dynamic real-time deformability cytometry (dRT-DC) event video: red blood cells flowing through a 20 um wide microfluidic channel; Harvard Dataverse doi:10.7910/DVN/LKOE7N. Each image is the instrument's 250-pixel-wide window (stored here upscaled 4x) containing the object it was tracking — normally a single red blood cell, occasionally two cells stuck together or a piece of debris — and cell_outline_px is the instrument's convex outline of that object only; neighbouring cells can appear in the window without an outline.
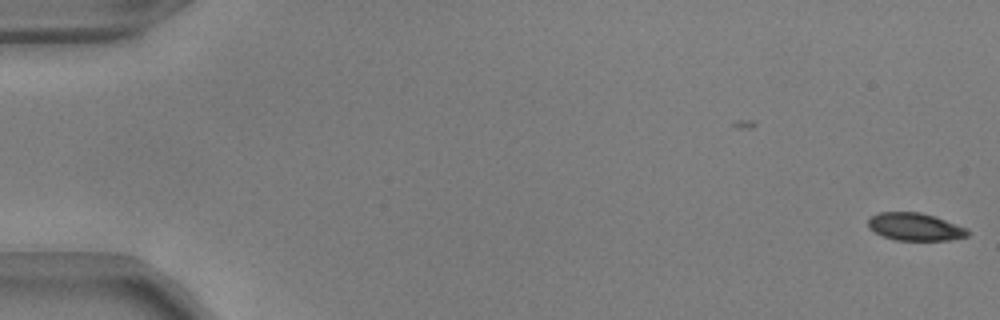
{"species": "common noctule bat (a hibernating species)", "species_latin": "Nyctalus noctula", "temperature_condition": "warm", "stored_images_in_passage": 10, "segment_of_instrument_passage": [1, 2], "camera_frame_rate_fps": 3000, "um_per_image_px": 0.085, "animal": {"sex": "male", "body_mass_g": 17.9, "forearm_length_mm": 54.2}, "frame": {"image": 1, "passage_image": 1, "time_ms": 0.0, "image_size_px": [1000, 320], "cell_outline_px": [[968, 236], [948, 240], [896, 240], [884, 236], [868, 228], [868, 220], [872, 216], [880, 212], [920, 212], [936, 216], [968, 228]], "centroid_in_image_um": [77.8, 19.27], "position_along_channel_um": 7.2, "area_um2": 16.01}}